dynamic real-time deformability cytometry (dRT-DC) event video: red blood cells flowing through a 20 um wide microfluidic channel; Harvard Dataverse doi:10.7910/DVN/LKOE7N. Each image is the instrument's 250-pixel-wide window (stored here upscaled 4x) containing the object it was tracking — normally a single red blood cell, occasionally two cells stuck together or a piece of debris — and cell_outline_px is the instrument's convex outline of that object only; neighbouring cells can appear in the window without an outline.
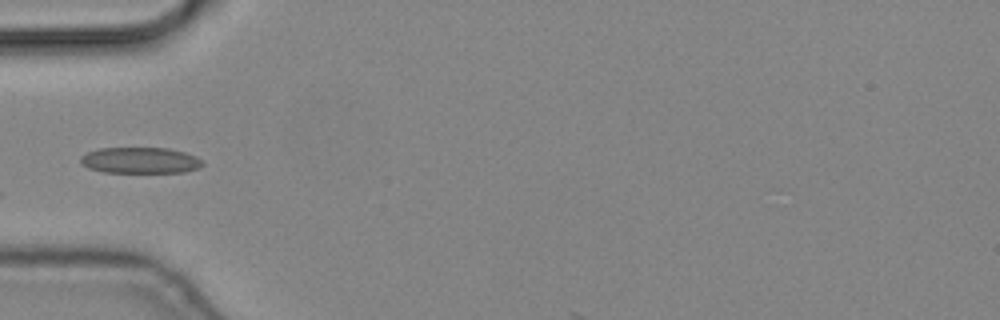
{"species": "common noctule bat (a hibernating species)", "species_latin": "Nyctalus noctula", "temperature_condition": "cold", "stored_images_in_passage": 8, "camera_frame_rate_fps": 3000, "um_per_image_px": 0.085, "animal": {"sex": "male", "body_mass_g": 19.2, "forearm_length_mm": 51.8}, "frame": {"image": 1, "passage_image": 7, "time_ms": 2.0, "image_size_px": [1000, 320], "cell_outline_px": [[204, 164], [200, 168], [184, 172], [104, 172], [88, 168], [80, 164], [80, 156], [88, 152], [100, 148], [168, 148], [184, 152], [196, 156]], "centroid_in_image_um": [11.9, 13.63], "position_along_channel_um": 73.1, "area_um2": 18.55}}